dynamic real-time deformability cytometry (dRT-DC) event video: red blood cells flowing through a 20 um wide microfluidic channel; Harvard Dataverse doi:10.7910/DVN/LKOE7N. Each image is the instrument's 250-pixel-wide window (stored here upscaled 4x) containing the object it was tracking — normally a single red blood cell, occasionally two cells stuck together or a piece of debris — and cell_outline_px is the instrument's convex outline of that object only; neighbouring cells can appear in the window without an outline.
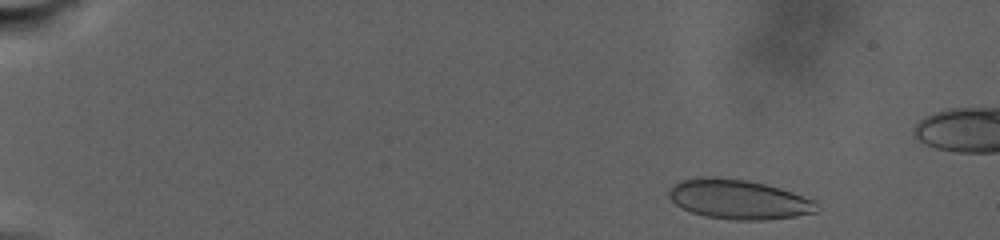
{"species": "human", "species_latin": "Homo sapiens", "temperature_condition": "warm", "stored_images_in_passage": 61, "segment_of_instrument_passage": [1, 2], "camera_frame_rate_fps": 3000, "um_per_image_px": 0.085, "donor": {"sex": "male"}, "frame": {"image": 1, "passage_image": 5, "time_ms": 1.667, "image_size_px": [1000, 240], "cell_outline_px": [[820, 208], [816, 212], [796, 216], [768, 220], [732, 220], [704, 216], [692, 212], [676, 204], [668, 196], [668, 188], [672, 184], [680, 180], [700, 176], [716, 176], [748, 180], [780, 188], [792, 192], [812, 200]], "centroid_in_image_um": [62.74, 16.93], "position_along_channel_um": 22.3, "area_um2": 34.33}}
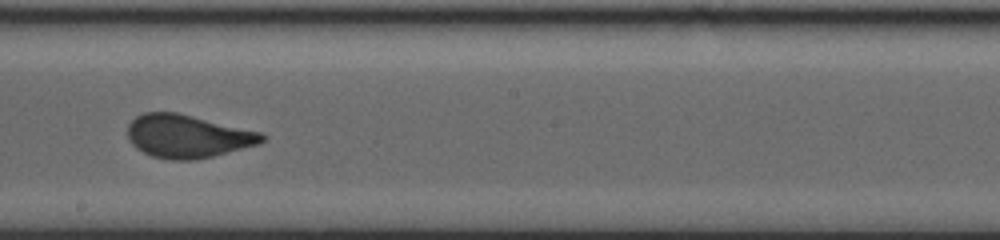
{"frame": {"image": 2, "passage_image": 39, "time_ms": 17.333, "image_size_px": [1000, 240], "cell_outline_px": [[264, 140], [260, 144], [196, 160], [172, 160], [152, 156], [136, 148], [128, 140], [128, 124], [136, 116], [144, 112], [176, 112], [260, 132], [264, 136]], "centroid_in_image_um": [15.91, 11.58], "position_along_channel_um": 232.3, "area_um2": 33.52}}
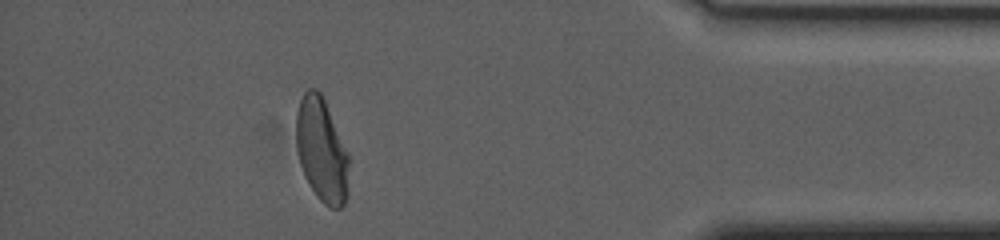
{"frame": {"image": 3, "passage_image": 55, "time_ms": 26.667, "image_size_px": [1000, 240], "cell_outline_px": [[348, 196], [344, 204], [340, 208], [328, 208], [316, 196], [304, 176], [300, 164], [296, 148], [296, 112], [300, 100], [304, 92], [308, 88], [316, 88], [320, 92], [324, 100], [348, 156]], "centroid_in_image_um": [27.31, 12.8], "position_along_channel_um": 407.9, "area_um2": 31.73}}